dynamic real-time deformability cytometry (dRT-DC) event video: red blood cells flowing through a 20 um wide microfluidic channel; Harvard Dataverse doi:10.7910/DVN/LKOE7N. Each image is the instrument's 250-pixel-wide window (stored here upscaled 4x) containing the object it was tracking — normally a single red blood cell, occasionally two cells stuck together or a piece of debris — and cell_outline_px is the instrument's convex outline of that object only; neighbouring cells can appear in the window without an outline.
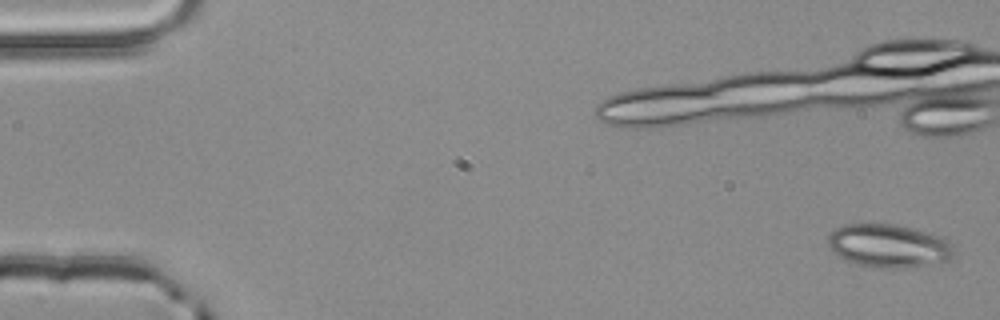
{"species": "common noctule bat (a hibernating species)", "species_latin": "Nyctalus noctula", "temperature_condition": "room temperature", "stored_images_in_passage": 5, "camera_frame_rate_fps": 3000, "um_per_image_px": 0.085, "animal": {"sex": "male", "body_mass_g": 20.4}, "frame": {"image": 1, "passage_image": 1, "time_ms": 0.0, "image_size_px": [1000, 320], "cell_outline_px": [[956, 256], [948, 260], [900, 268], [880, 268], [860, 264], [844, 260], [828, 244], [828, 236], [836, 228], [844, 224], [896, 224], [928, 232], [940, 236], [952, 244]], "centroid_in_image_um": [75.56, 20.88], "position_along_channel_um": 9.4, "area_um2": 31.39}}